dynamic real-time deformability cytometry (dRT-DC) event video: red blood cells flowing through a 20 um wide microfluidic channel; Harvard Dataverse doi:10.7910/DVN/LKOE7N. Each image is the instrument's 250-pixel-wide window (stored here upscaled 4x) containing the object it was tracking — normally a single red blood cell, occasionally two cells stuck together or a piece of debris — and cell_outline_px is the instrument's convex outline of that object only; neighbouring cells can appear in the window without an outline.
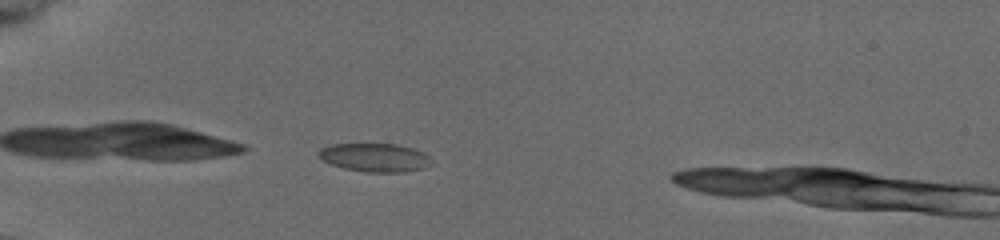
{"species": "common noctule bat (a hibernating species)", "species_latin": "Nyctalus noctula", "temperature_condition": "cold", "stored_images_in_passage": 39, "camera_frame_rate_fps": 3000, "um_per_image_px": 0.085, "animal": {"sex": "female", "body_mass_g": 19.5, "forearm_length_mm": 54.1}, "frame": {"image": 1, "passage_image": 1, "time_ms": 0.0, "image_size_px": [1000, 240], "cell_outline_px": [[432, 164], [424, 168], [404, 172], [364, 172], [344, 168], [332, 164], [324, 160], [316, 152], [320, 148], [332, 144], [396, 144], [412, 148], [424, 152], [428, 156]], "centroid_in_image_um": [31.87, 13.39], "position_along_channel_um": 53.1, "area_um2": 18.67}}
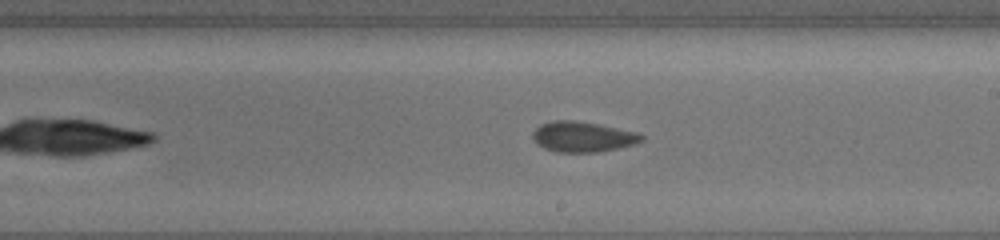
{"frame": {"image": 2, "passage_image": 18, "time_ms": 5.667, "image_size_px": [1000, 240], "cell_outline_px": [[644, 140], [632, 144], [616, 148], [596, 152], [556, 152], [544, 148], [536, 144], [532, 140], [532, 132], [540, 124], [552, 120], [572, 120], [600, 124], [636, 132], [644, 136]], "centroid_in_image_um": [49.47, 11.62], "position_along_channel_um": 239.5, "area_um2": 19.31}}
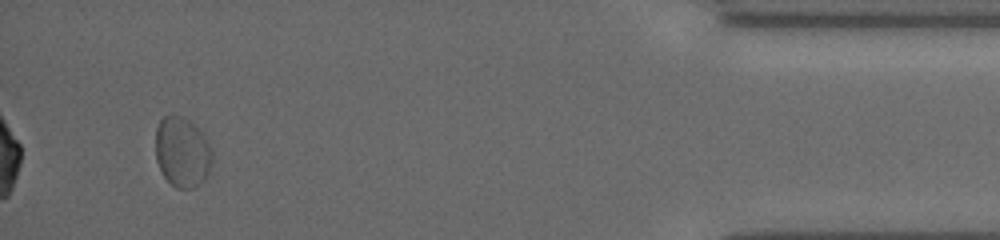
{"frame": {"image": 3, "passage_image": 37, "time_ms": 12.0, "image_size_px": [1000, 240], "cell_outline_px": [[212, 164], [204, 180], [192, 188], [176, 188], [164, 176], [156, 160], [156, 128], [160, 120], [164, 116], [180, 116], [188, 120], [208, 140], [212, 148]], "centroid_in_image_um": [15.5, 12.94], "position_along_channel_um": 419.7, "area_um2": 22.95}}